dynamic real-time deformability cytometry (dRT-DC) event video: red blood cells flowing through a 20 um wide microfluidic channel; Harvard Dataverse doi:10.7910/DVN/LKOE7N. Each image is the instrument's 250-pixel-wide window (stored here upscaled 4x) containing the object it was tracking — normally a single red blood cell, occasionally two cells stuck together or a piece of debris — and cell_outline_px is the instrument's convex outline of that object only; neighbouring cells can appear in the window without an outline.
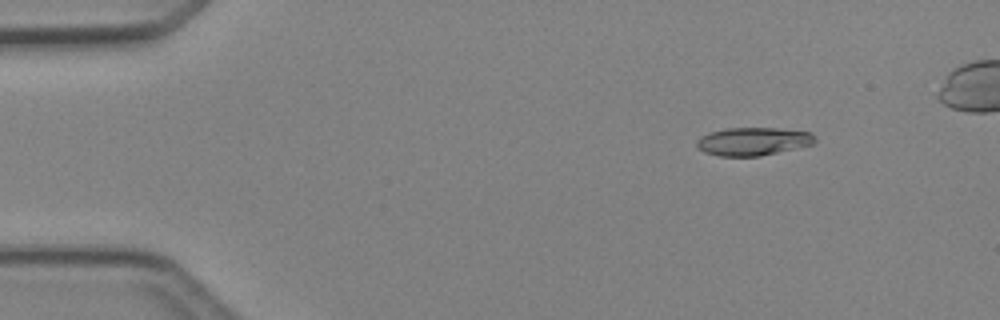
{"species": "Egyptian fruit bat (a non-hibernating species)", "species_latin": "Rousettus aegyptiacus", "temperature_condition": "cold", "stored_images_in_passage": 5, "camera_frame_rate_fps": 3000, "um_per_image_px": 0.085, "animal": {"sex": "female"}, "frame": {"image": 1, "passage_image": 2, "time_ms": 1.333, "image_size_px": [1000, 320], "cell_outline_px": [[816, 144], [760, 156], [720, 156], [704, 152], [696, 144], [696, 140], [700, 136], [708, 132], [724, 128], [776, 128], [812, 132], [816, 136]], "centroid_in_image_um": [64.04, 12.01], "position_along_channel_um": 21.0, "area_um2": 19.59}}